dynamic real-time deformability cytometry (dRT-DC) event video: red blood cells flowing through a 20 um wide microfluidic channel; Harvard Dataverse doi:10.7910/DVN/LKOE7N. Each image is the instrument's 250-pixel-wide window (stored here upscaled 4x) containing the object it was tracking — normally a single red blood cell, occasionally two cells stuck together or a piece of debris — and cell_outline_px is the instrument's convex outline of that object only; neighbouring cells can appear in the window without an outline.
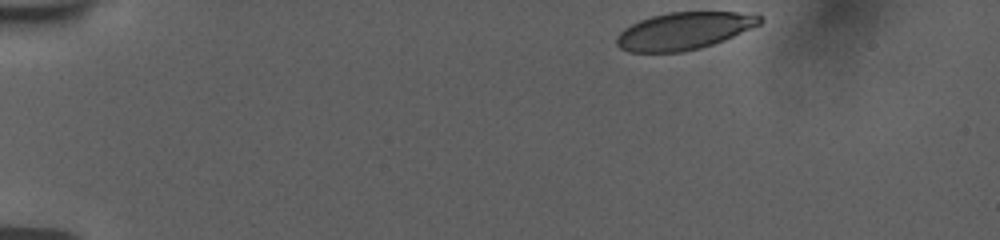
{"species": "human", "species_latin": "Homo sapiens", "temperature_condition": "room temperature", "stored_images_in_passage": 42, "camera_frame_rate_fps": 3000, "um_per_image_px": 0.085, "donor": {"sex": "female"}, "frame": {"image": 1, "passage_image": 1, "time_ms": 0.0, "image_size_px": [1000, 240], "cell_outline_px": [[764, 20], [760, 24], [724, 40], [700, 48], [680, 52], [628, 52], [620, 48], [616, 44], [616, 36], [624, 28], [640, 20], [652, 16], [668, 12], [756, 12]], "centroid_in_image_um": [58.15, 2.62], "position_along_channel_um": 26.8, "area_um2": 31.21}}
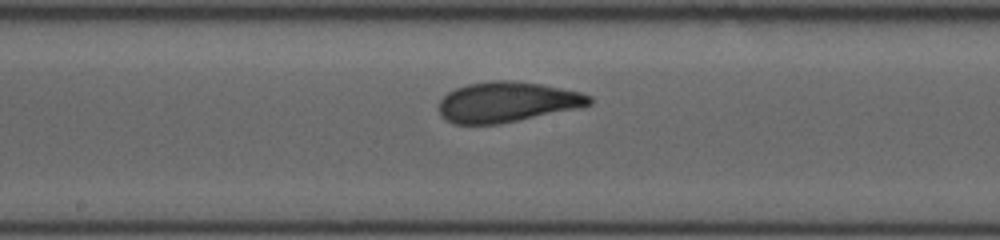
{"frame": {"image": 2, "passage_image": 23, "time_ms": 7.333, "image_size_px": [1000, 240], "cell_outline_px": [[592, 104], [576, 108], [500, 124], [452, 124], [440, 116], [436, 108], [440, 100], [448, 92], [456, 88], [468, 84], [492, 80], [512, 80], [540, 84], [580, 92], [592, 96]], "centroid_in_image_um": [43.04, 8.67], "position_along_channel_um": 205.2, "area_um2": 35.43}}
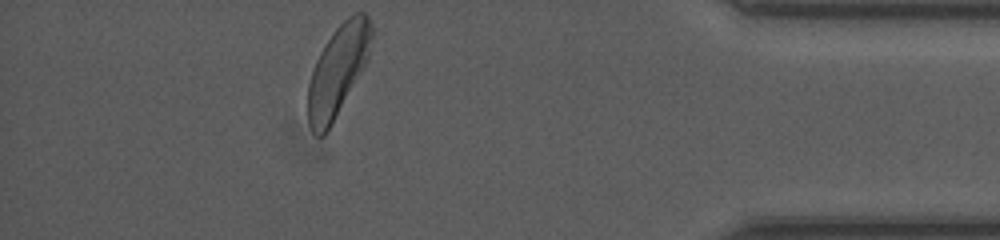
{"frame": {"image": 3, "passage_image": 42, "time_ms": 13.667, "image_size_px": [1000, 240], "cell_outline_px": [[372, 36], [368, 60], [364, 68], [332, 124], [324, 136], [316, 136], [312, 132], [308, 120], [308, 84], [312, 68], [324, 44], [336, 28], [348, 16], [356, 12], [364, 12], [368, 16], [372, 28]], "centroid_in_image_um": [28.71, 6.01], "position_along_channel_um": 406.5, "area_um2": 33.7}, "authors_computed_cell_mechanics": {"area_um2": 34.7378, "velocity_mm_per_s": 3.7569, "shape_relaxation_time_tau1_ms": 3.6183, "shape_relaxation_time_tau2_ms": 0.9795, "deformation_change_tau1": 0.1324, "deformation_change_tau2": 0.0704}}